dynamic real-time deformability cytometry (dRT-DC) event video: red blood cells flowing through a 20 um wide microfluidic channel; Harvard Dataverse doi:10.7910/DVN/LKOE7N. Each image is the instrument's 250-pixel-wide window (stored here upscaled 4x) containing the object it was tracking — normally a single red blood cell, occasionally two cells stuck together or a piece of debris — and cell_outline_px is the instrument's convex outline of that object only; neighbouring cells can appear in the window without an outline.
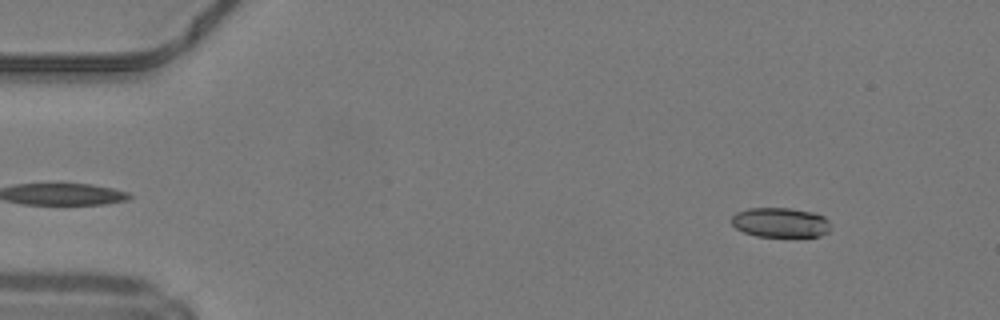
{"species": "common noctule bat (a hibernating species)", "species_latin": "Nyctalus noctula", "temperature_condition": "warm", "stored_images_in_passage": 47, "camera_frame_rate_fps": 3000, "um_per_image_px": 0.085, "animal": {"sex": "male", "body_mass_g": 19.2, "forearm_length_mm": 51.8}, "frame": {"image": 1, "passage_image": 3, "time_ms": 0.667, "image_size_px": [1000, 320], "cell_outline_px": [[828, 232], [820, 236], [756, 236], [744, 232], [736, 228], [732, 224], [732, 216], [736, 212], [748, 208], [792, 208], [812, 212], [824, 216], [828, 220]], "centroid_in_image_um": [66.31, 18.9], "position_along_channel_um": 18.7, "area_um2": 17.05}}
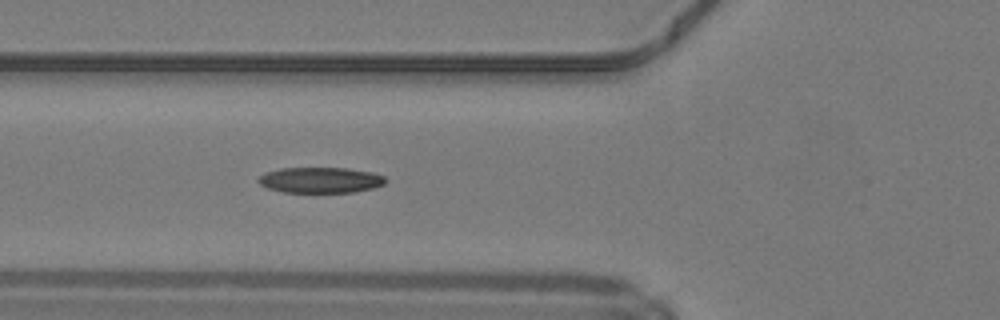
{"frame": {"image": 2, "passage_image": 16, "time_ms": 5.0, "image_size_px": [1000, 320], "cell_outline_px": [[388, 180], [384, 184], [372, 188], [352, 192], [284, 192], [268, 188], [260, 184], [256, 180], [260, 176], [268, 172], [280, 168], [348, 168], [372, 172], [384, 176]], "centroid_in_image_um": [27.26, 15.3], "position_along_channel_um": 98.5, "area_um2": 18.96}}
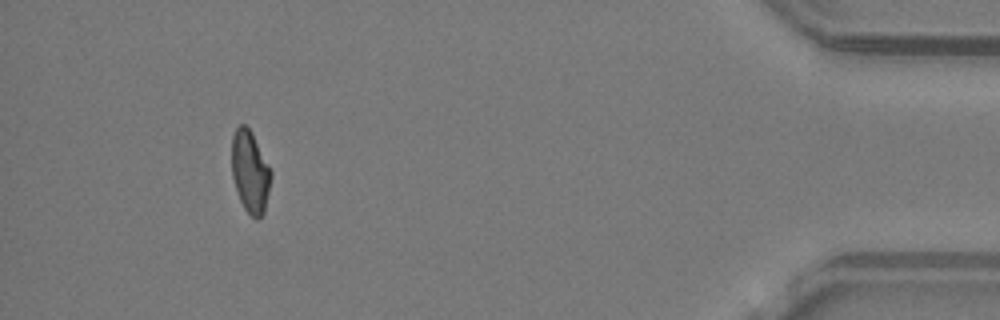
{"frame": {"image": 3, "passage_image": 43, "time_ms": 14.0, "image_size_px": [1000, 320], "cell_outline_px": [[272, 176], [264, 212], [256, 220], [244, 208], [240, 200], [232, 176], [232, 136], [236, 128], [240, 124], [244, 124], [252, 132], [272, 172]], "centroid_in_image_um": [21.26, 14.58], "position_along_channel_um": 413.9, "area_um2": 18.61}, "authors_computed_cell_mechanics": {"area_um2": 19.1318, "velocity_mm_per_s": 4.22, "shape_relaxation_time_tau1_ms": 6.7699, "shape_relaxation_time_tau2_ms": 2.1966, "deformation_change_tau1": 0.1914, "deformation_change_tau2": 0.0917}}